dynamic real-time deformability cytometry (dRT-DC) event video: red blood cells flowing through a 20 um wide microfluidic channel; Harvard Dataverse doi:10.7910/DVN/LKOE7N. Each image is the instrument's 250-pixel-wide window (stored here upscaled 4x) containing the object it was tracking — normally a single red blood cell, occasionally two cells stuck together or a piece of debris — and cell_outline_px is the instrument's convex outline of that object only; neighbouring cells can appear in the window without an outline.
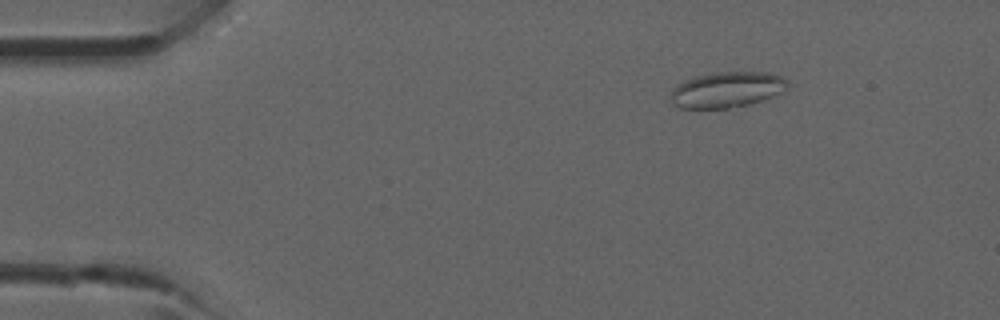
{"species": "common noctule bat (a hibernating species)", "species_latin": "Nyctalus noctula", "temperature_condition": "room temperature", "stored_images_in_passage": 4, "camera_frame_rate_fps": 3000, "um_per_image_px": 0.085, "animal": {"sex": "male", "forearm_length_mm": 52.5}, "frame": {"image": 1, "passage_image": 1, "time_ms": 0.0, "image_size_px": [1000, 320], "cell_outline_px": [[788, 88], [780, 92], [760, 100], [748, 104], [728, 108], [680, 108], [672, 104], [672, 92], [676, 84], [696, 76], [716, 72], [768, 72], [784, 76], [788, 80]], "centroid_in_image_um": [61.8, 7.61], "position_along_channel_um": 23.2, "area_um2": 24.16}}
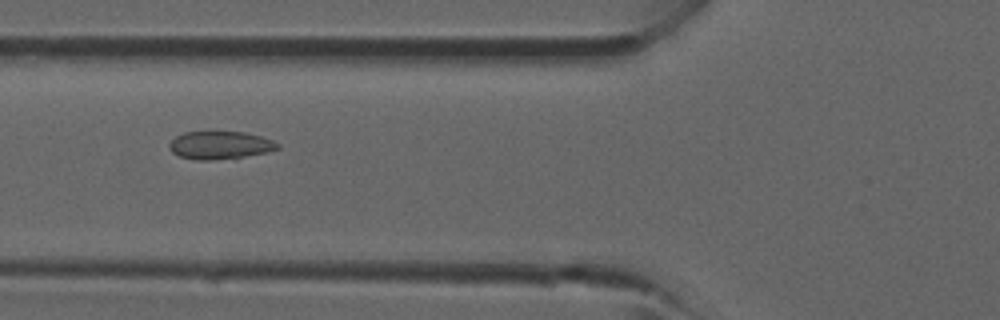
{"frame": {"image": 2, "passage_image": 4, "time_ms": 3.333, "image_size_px": [1000, 320], "cell_outline_px": [[280, 148], [268, 152], [244, 156], [212, 160], [196, 160], [180, 156], [172, 152], [168, 148], [168, 144], [176, 136], [184, 132], [244, 132], [260, 136], [272, 140], [280, 144]], "centroid_in_image_um": [18.69, 12.34], "position_along_channel_um": 107.1, "area_um2": 17.51}}